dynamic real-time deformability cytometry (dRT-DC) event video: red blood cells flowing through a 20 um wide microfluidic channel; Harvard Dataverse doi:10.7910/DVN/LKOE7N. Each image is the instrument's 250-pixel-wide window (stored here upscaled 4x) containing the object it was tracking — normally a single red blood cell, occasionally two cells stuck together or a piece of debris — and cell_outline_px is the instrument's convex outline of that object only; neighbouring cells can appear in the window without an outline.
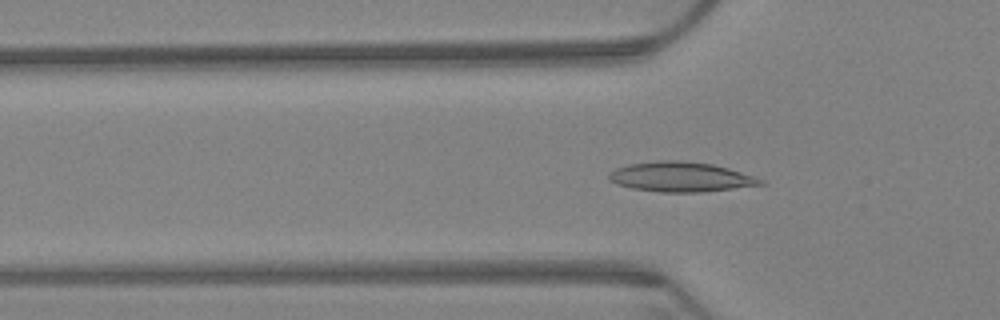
{"species": "Egyptian fruit bat (a non-hibernating species)", "species_latin": "Rousettus aegyptiacus", "temperature_condition": "warm", "stored_images_in_passage": 64, "camera_frame_rate_fps": 3000, "um_per_image_px": 0.085, "animal": {"sex": "female"}, "frame": {"image": 1, "passage_image": 21, "time_ms": 6.667, "image_size_px": [1000, 320], "cell_outline_px": [[764, 184], [700, 192], [660, 192], [632, 188], [616, 184], [608, 180], [608, 176], [616, 168], [628, 164], [660, 160], [680, 160], [712, 164], [728, 168], [764, 180]], "centroid_in_image_um": [57.81, 15.03], "position_along_channel_um": 68.0, "area_um2": 26.07}}
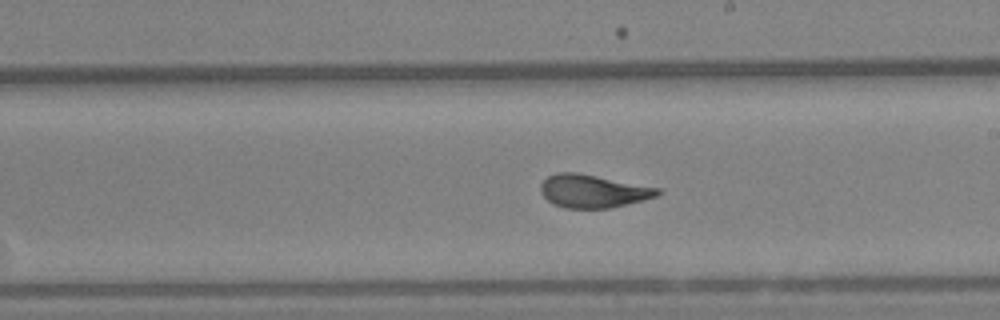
{"frame": {"image": 2, "passage_image": 37, "time_ms": 12.0, "image_size_px": [1000, 320], "cell_outline_px": [[660, 192], [656, 196], [608, 208], [564, 208], [548, 200], [540, 192], [540, 184], [548, 176], [556, 172], [580, 172], [660, 188]], "centroid_in_image_um": [50.36, 16.22], "position_along_channel_um": 238.6, "area_um2": 22.37}}
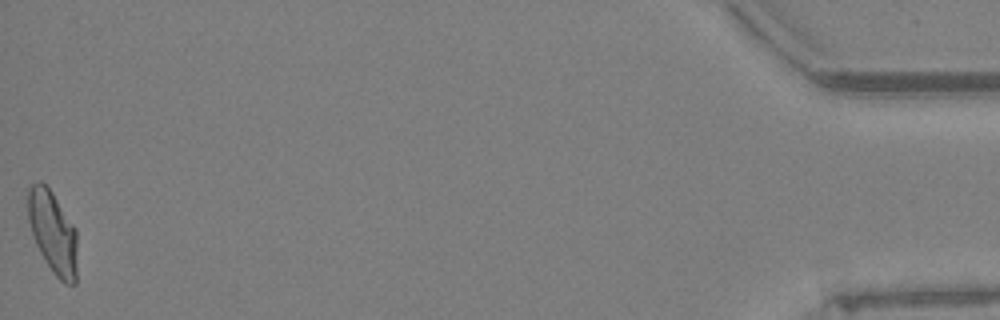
{"frame": {"image": 3, "passage_image": 64, "time_ms": 21.0, "image_size_px": [1000, 320], "cell_outline_px": [[76, 284], [64, 284], [52, 272], [40, 252], [36, 244], [28, 220], [28, 188], [32, 184], [40, 180], [52, 192], [76, 228]], "centroid_in_image_um": [4.49, 19.75], "position_along_channel_um": 430.7, "area_um2": 23.58}, "authors_computed_cell_mechanics": {"area_um2": 23.2356, "velocity_mm_per_s": 3.2109, "shape_relaxation_time_tau1_ms": 5.9796, "shape_relaxation_time_tau2_ms": 0.9374, "deformation_change_tau1": 0.168, "deformation_change_tau2": 0.0654}}